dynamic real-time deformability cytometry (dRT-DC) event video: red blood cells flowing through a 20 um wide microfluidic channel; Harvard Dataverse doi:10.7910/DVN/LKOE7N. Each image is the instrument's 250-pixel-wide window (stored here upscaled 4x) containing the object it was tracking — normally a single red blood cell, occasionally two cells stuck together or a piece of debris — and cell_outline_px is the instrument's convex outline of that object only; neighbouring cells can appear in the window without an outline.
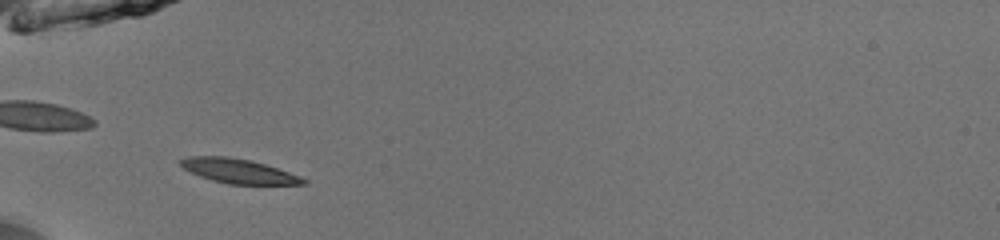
{"species": "common noctule bat (a hibernating species)", "species_latin": "Nyctalus noctula", "temperature_condition": "room temperature", "stored_images_in_passage": 36, "camera_frame_rate_fps": 3000, "um_per_image_px": 0.085, "animal": {"sex": "male", "body_mass_g": 13.0, "forearm_length_mm": 53.1}, "frame": {"image": 1, "passage_image": 3, "time_ms": 0.667, "image_size_px": [1000, 240], "cell_outline_px": [[308, 184], [228, 184], [212, 180], [200, 176], [184, 168], [180, 164], [180, 160], [188, 156], [228, 156], [248, 160], [264, 164], [300, 176], [308, 180]], "centroid_in_image_um": [20.28, 14.54], "position_along_channel_um": 64.7, "area_um2": 17.22}}
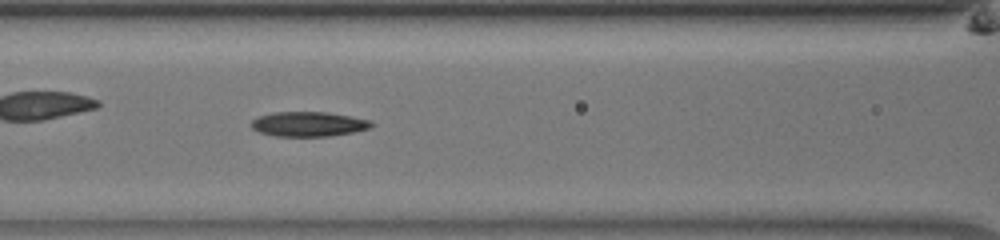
{"frame": {"image": 2, "passage_image": 9, "time_ms": 2.667, "image_size_px": [1000, 240], "cell_outline_px": [[376, 124], [372, 128], [332, 136], [276, 136], [260, 132], [252, 128], [252, 120], [260, 116], [272, 112], [328, 112], [352, 116], [372, 120]], "centroid_in_image_um": [26.31, 10.54], "position_along_channel_um": 140.3, "area_um2": 17.46}}
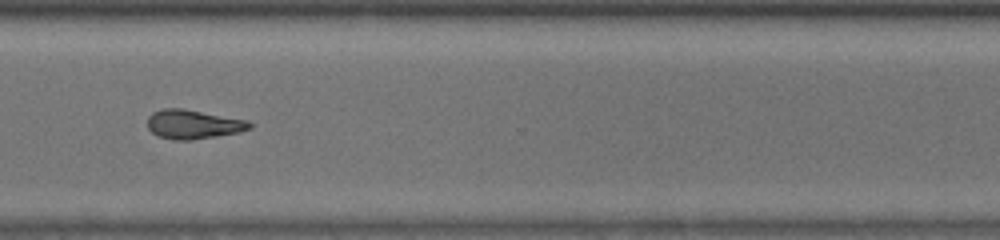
{"frame": {"image": 3, "passage_image": 25, "time_ms": 8.0, "image_size_px": [1000, 240], "cell_outline_px": [[252, 128], [240, 132], [192, 140], [176, 140], [156, 136], [148, 128], [148, 116], [152, 112], [164, 108], [184, 108], [248, 120], [252, 124]], "centroid_in_image_um": [16.43, 10.56], "position_along_channel_um": 354.2, "area_um2": 17.51}}